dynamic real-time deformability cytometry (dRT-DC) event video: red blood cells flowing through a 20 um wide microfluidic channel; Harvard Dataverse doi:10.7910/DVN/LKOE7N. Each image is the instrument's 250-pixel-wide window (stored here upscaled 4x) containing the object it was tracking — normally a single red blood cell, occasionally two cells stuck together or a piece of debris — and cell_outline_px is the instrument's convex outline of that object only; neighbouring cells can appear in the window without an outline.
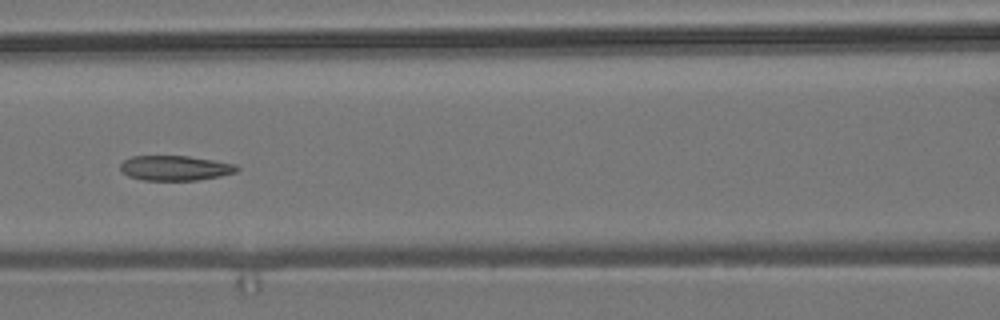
{"species": "common noctule bat (a hibernating species)", "species_latin": "Nyctalus noctula", "temperature_condition": "room temperature", "stored_images_in_passage": 8, "camera_frame_rate_fps": 3000, "um_per_image_px": 0.085, "animal": {"sex": "male", "body_mass_g": 19.2, "forearm_length_mm": 51.8}, "frame": {"image": 1, "passage_image": 6, "time_ms": 7.0, "image_size_px": [1000, 320], "cell_outline_px": [[240, 168], [236, 172], [220, 176], [196, 180], [144, 180], [128, 176], [120, 172], [120, 164], [124, 160], [132, 156], [188, 156], [236, 164]], "centroid_in_image_um": [14.86, 14.28], "position_along_channel_um": 151.7, "area_um2": 16.94}}
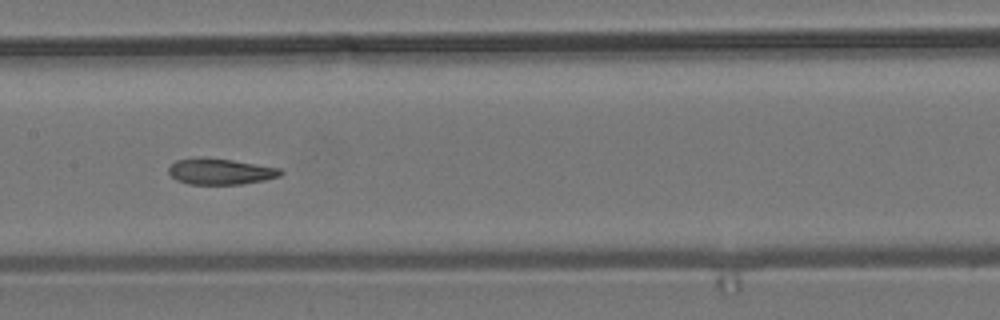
{"frame": {"image": 2, "passage_image": 7, "time_ms": 8.0, "image_size_px": [1000, 320], "cell_outline_px": [[284, 172], [280, 176], [264, 180], [240, 184], [188, 184], [176, 180], [168, 172], [168, 168], [176, 160], [200, 156], [204, 156], [232, 160], [280, 168]], "centroid_in_image_um": [18.7, 14.56], "position_along_channel_um": 188.7, "area_um2": 17.11}}
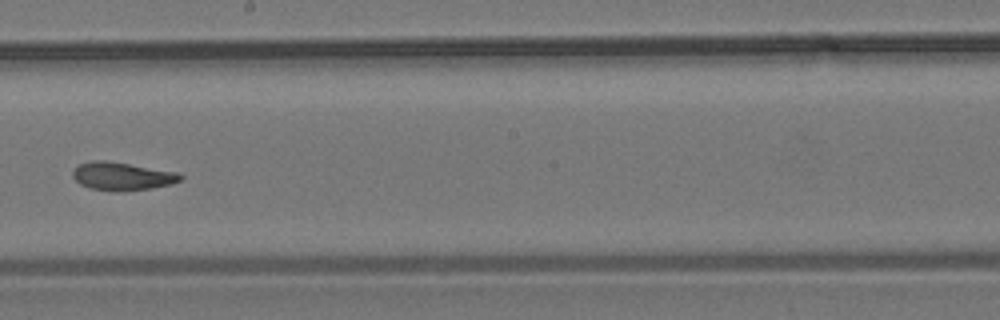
{"frame": {"image": 3, "passage_image": 8, "time_ms": 9.333, "image_size_px": [1000, 320], "cell_outline_px": [[184, 176], [180, 180], [172, 184], [152, 188], [120, 192], [116, 192], [92, 188], [80, 184], [72, 176], [72, 172], [80, 164], [92, 160], [104, 160], [176, 172]], "centroid_in_image_um": [10.38, 14.99], "position_along_channel_um": 237.8, "area_um2": 17.46}}